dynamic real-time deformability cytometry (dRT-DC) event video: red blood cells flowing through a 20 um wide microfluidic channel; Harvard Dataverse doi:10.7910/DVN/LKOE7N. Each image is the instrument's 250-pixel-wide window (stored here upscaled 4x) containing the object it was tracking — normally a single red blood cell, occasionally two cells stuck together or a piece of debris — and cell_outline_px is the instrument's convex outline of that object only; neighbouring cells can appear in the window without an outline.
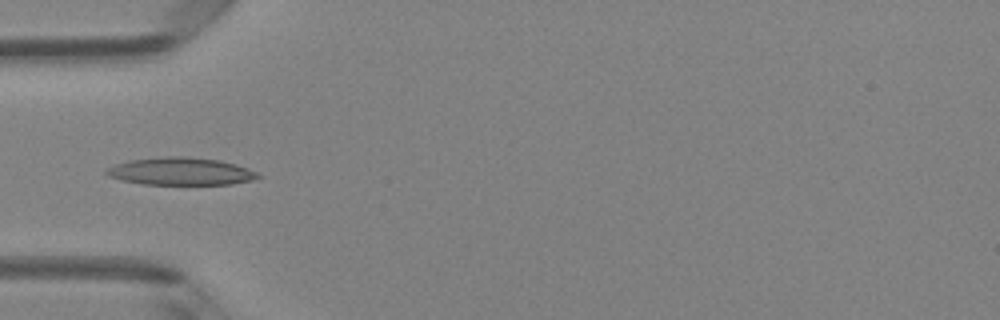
{"species": "Egyptian fruit bat (a non-hibernating species)", "species_latin": "Rousettus aegyptiacus", "temperature_condition": "room temperature", "stored_images_in_passage": 5, "camera_frame_rate_fps": 3000, "um_per_image_px": 0.085, "animal": {"sex": "female"}, "frame": {"image": 1, "passage_image": 5, "time_ms": 4.667, "image_size_px": [1000, 320], "cell_outline_px": [[264, 176], [252, 180], [232, 184], [144, 184], [124, 180], [108, 176], [104, 172], [108, 168], [116, 164], [128, 160], [168, 156], [184, 156], [220, 160], [236, 164], [248, 168]], "centroid_in_image_um": [15.4, 14.56], "position_along_channel_um": 69.6, "area_um2": 24.28}}